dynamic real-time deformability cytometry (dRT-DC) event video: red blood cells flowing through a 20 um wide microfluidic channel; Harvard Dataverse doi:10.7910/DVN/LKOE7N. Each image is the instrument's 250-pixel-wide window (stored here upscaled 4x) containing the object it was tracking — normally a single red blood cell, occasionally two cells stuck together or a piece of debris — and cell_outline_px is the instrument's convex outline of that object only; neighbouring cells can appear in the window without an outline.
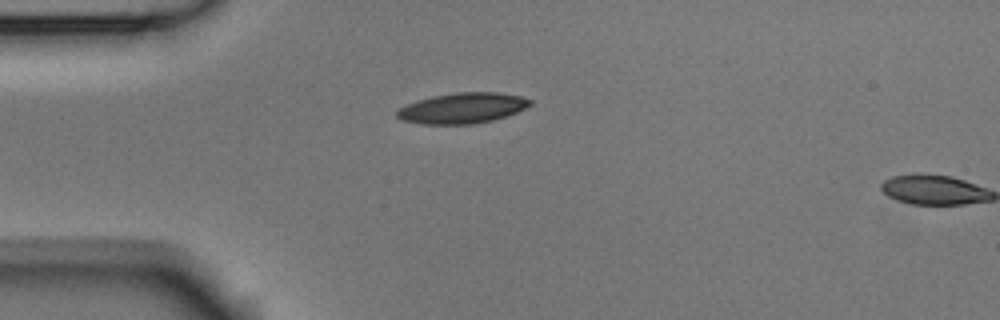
{"species": "Egyptian fruit bat (a non-hibernating species)", "species_latin": "Rousettus aegyptiacus", "temperature_condition": "room temperature", "stored_images_in_passage": 2, "camera_frame_rate_fps": 3000, "um_per_image_px": 0.085, "animal": {"sex": "male"}, "frame": {"image": 1, "passage_image": 1, "time_ms": 0.0, "image_size_px": [1000, 320], "cell_outline_px": [[532, 104], [516, 112], [492, 120], [472, 124], [420, 124], [400, 120], [396, 116], [396, 112], [400, 108], [408, 104], [432, 96], [456, 92], [496, 92], [520, 96], [532, 100]], "centroid_in_image_um": [39.29, 9.19], "position_along_channel_um": 45.7, "area_um2": 23.52}}